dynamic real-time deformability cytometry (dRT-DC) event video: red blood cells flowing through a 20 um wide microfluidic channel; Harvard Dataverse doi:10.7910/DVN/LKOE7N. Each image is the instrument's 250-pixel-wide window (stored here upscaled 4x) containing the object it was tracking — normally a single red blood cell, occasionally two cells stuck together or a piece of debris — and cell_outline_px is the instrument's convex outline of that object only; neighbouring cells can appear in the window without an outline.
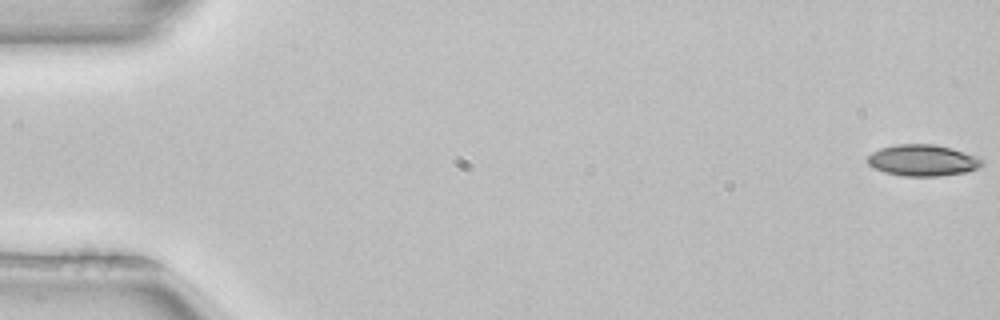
{"species": "common noctule bat (a hibernating species)", "species_latin": "Nyctalus noctula", "temperature_condition": "room temperature", "stored_images_in_passage": 6, "camera_frame_rate_fps": 3000, "um_per_image_px": 0.085, "animal": {"sex": "female", "body_mass_g": 22.7, "forearm_length_mm": 54.2}, "frame": {"image": 1, "passage_image": 1, "time_ms": 0.0, "image_size_px": [1000, 320], "cell_outline_px": [[984, 164], [980, 168], [968, 172], [940, 176], [904, 176], [884, 172], [872, 168], [868, 164], [868, 156], [872, 152], [880, 148], [896, 144], [932, 144], [952, 148], [976, 156], [984, 160]], "centroid_in_image_um": [78.45, 13.64], "position_along_channel_um": 6.6, "area_um2": 21.15}}
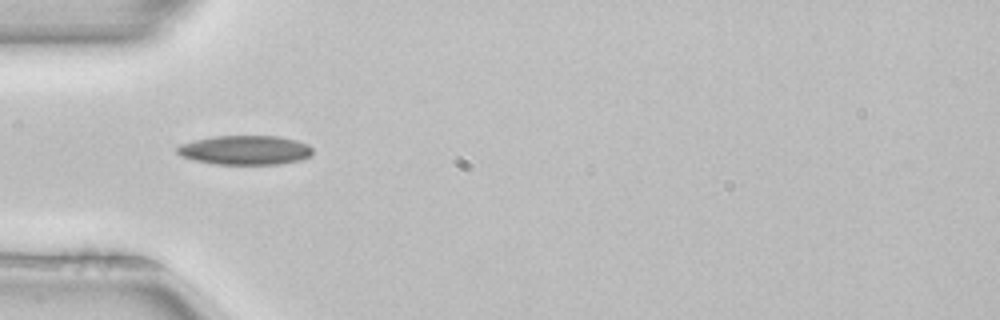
{"frame": {"image": 2, "passage_image": 5, "time_ms": 1.333, "image_size_px": [1000, 320], "cell_outline_px": [[312, 156], [300, 160], [280, 164], [216, 164], [192, 160], [176, 152], [176, 148], [180, 144], [196, 140], [216, 136], [276, 136], [296, 140], [308, 144], [312, 148]], "centroid_in_image_um": [20.86, 12.76], "position_along_channel_um": 64.1, "area_um2": 23.06}}